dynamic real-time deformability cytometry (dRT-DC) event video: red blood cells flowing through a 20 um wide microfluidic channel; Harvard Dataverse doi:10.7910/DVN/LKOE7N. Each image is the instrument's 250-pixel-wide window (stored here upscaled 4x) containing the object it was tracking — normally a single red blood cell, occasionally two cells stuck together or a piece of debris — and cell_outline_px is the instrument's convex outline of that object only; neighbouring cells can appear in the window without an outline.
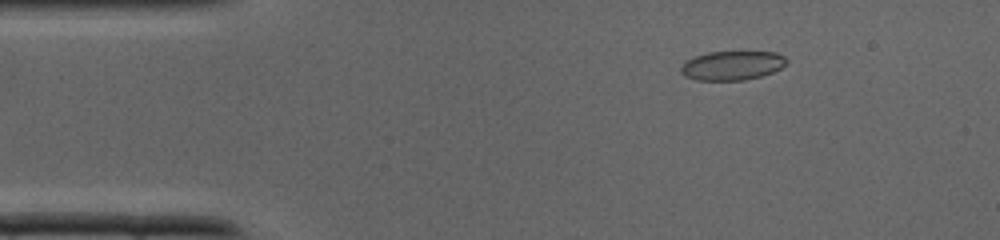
{"species": "common noctule bat (a hibernating species)", "species_latin": "Nyctalus noctula", "temperature_condition": "cold", "stored_images_in_passage": 35, "camera_frame_rate_fps": 3000, "um_per_image_px": 0.085, "animal": {"sex": "male", "body_mass_g": 19.0, "forearm_length_mm": 50.8}, "frame": {"image": 1, "passage_image": 3, "time_ms": 0.667, "image_size_px": [1000, 240], "cell_outline_px": [[788, 60], [780, 68], [772, 72], [760, 76], [744, 80], [696, 80], [684, 76], [680, 72], [680, 68], [684, 60], [708, 52], [776, 52], [784, 56]], "centroid_in_image_um": [62.19, 5.57], "position_along_channel_um": 22.8, "area_um2": 17.92}}
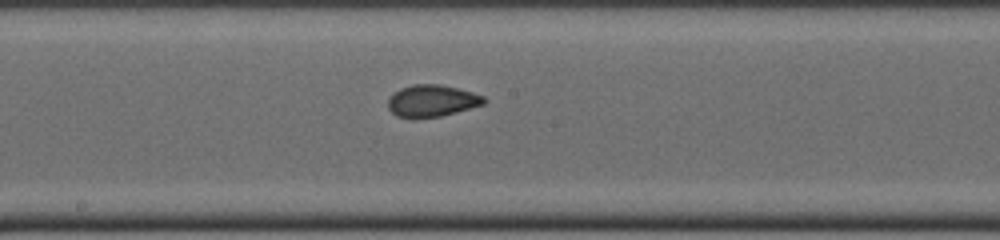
{"frame": {"image": 2, "passage_image": 17, "time_ms": 5.333, "image_size_px": [1000, 240], "cell_outline_px": [[488, 100], [484, 104], [456, 112], [440, 116], [396, 116], [388, 108], [388, 96], [400, 88], [412, 84], [440, 84], [472, 92], [484, 96]], "centroid_in_image_um": [36.72, 8.53], "position_along_channel_um": 211.5, "area_um2": 17.57}}
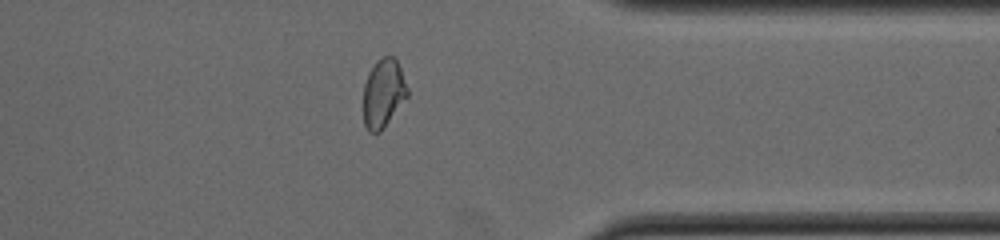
{"frame": {"image": 3, "passage_image": 27, "time_ms": 8.667, "image_size_px": [1000, 240], "cell_outline_px": [[408, 96], [380, 132], [368, 132], [364, 124], [364, 84], [368, 72], [376, 60], [384, 56], [392, 56], [396, 60], [400, 68], [408, 88]], "centroid_in_image_um": [32.57, 7.91], "position_along_channel_um": 378.8, "area_um2": 17.51}}